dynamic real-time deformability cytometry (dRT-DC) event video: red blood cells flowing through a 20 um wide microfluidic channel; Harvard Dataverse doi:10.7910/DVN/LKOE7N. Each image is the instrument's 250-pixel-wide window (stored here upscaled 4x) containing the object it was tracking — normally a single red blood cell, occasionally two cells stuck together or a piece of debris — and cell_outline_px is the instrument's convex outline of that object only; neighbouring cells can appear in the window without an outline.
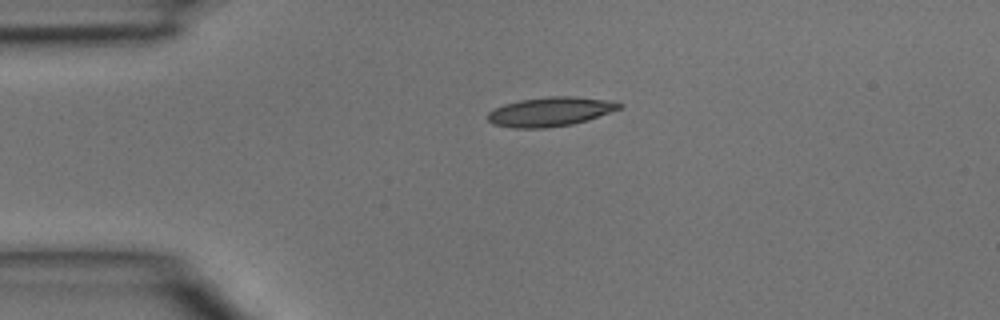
{"species": "common noctule bat (a hibernating species)", "species_latin": "Nyctalus noctula", "temperature_condition": "room temperature", "stored_images_in_passage": 2, "segment_of_instrument_passage": [1, 2], "camera_frame_rate_fps": 3000, "um_per_image_px": 0.085, "animal": {"sex": "male", "body_mass_g": 15.6}, "frame": {"image": 1, "passage_image": 1, "time_ms": 0.0, "image_size_px": [1000, 320], "cell_outline_px": [[624, 104], [620, 108], [588, 120], [572, 124], [544, 128], [512, 128], [492, 124], [488, 120], [488, 112], [504, 104], [520, 100], [548, 96], [572, 96], [604, 100]], "centroid_in_image_um": [46.73, 9.5], "position_along_channel_um": 38.3, "area_um2": 22.2}}